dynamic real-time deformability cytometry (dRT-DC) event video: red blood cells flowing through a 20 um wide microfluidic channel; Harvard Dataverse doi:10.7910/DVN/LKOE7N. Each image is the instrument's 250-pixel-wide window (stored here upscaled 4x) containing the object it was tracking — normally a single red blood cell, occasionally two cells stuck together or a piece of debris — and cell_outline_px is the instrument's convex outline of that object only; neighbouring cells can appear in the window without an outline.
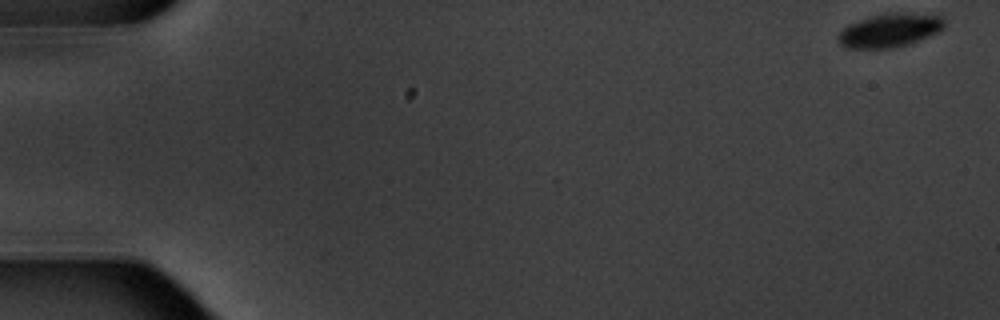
{"species": "common noctule bat (a hibernating species)", "species_latin": "Nyctalus noctula", "temperature_condition": "warm", "stored_images_in_passage": 6, "camera_frame_rate_fps": 3000, "um_per_image_px": 0.085, "animal": {"sex": "male", "body_mass_g": 20.1, "forearm_length_mm": 53.5}, "frame": {"image": 1, "passage_image": 1, "time_ms": 0.0, "image_size_px": [1000, 320], "cell_outline_px": [[944, 28], [928, 36], [908, 44], [892, 48], [844, 48], [840, 44], [836, 36], [848, 24], [872, 16], [892, 12], [940, 12], [944, 16]], "centroid_in_image_um": [75.7, 2.54], "position_along_channel_um": 9.3, "area_um2": 21.27}}
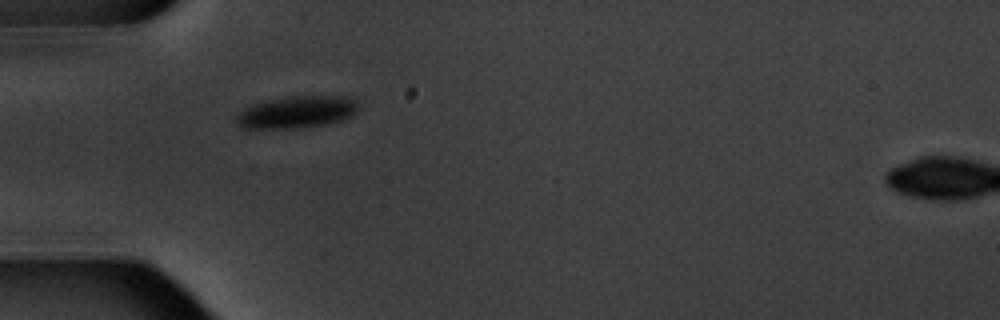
{"frame": {"image": 2, "passage_image": 5, "time_ms": 5.667, "image_size_px": [1000, 320], "cell_outline_px": [[356, 112], [352, 116], [340, 120], [324, 124], [300, 128], [244, 128], [236, 120], [236, 116], [244, 108], [252, 104], [268, 100], [292, 96], [352, 96], [356, 100]], "centroid_in_image_um": [25.25, 9.51], "position_along_channel_um": 59.8, "area_um2": 22.6}}
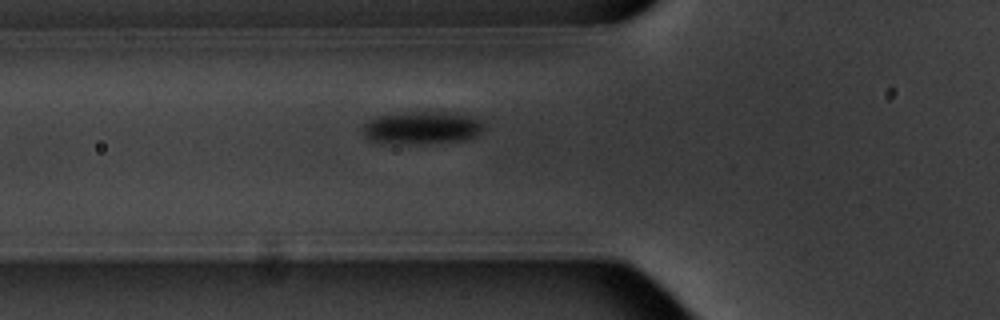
{"frame": {"image": 3, "passage_image": 6, "time_ms": 6.667, "image_size_px": [1000, 320], "cell_outline_px": [[484, 128], [476, 136], [468, 140], [372, 140], [364, 136], [364, 124], [368, 120], [376, 116], [404, 112], [456, 112], [472, 116], [480, 120]], "centroid_in_image_um": [35.95, 10.76], "position_along_channel_um": 89.8, "area_um2": 21.62}}